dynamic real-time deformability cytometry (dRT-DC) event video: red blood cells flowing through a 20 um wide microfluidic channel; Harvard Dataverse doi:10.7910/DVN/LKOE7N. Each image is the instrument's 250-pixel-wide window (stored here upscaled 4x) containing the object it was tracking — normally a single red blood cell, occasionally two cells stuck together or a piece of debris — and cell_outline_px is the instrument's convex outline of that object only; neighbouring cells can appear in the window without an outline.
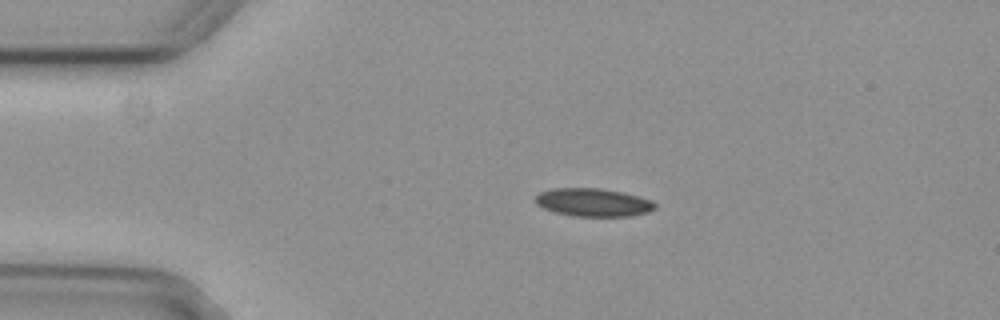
{"species": "common noctule bat (a hibernating species)", "species_latin": "Nyctalus noctula", "temperature_condition": "cold", "stored_images_in_passage": 4, "camera_frame_rate_fps": 3000, "um_per_image_px": 0.085, "animal": {"sex": "female", "body_mass_g": 29.2, "forearm_length_mm": 56.3}, "frame": {"image": 1, "passage_image": 3, "time_ms": 0.667, "image_size_px": [1000, 320], "cell_outline_px": [[656, 208], [648, 212], [632, 216], [572, 216], [556, 212], [544, 208], [536, 204], [536, 196], [540, 192], [552, 188], [600, 188], [620, 192], [652, 200], [656, 204]], "centroid_in_image_um": [50.42, 17.2], "position_along_channel_um": 34.6, "area_um2": 19.48}}